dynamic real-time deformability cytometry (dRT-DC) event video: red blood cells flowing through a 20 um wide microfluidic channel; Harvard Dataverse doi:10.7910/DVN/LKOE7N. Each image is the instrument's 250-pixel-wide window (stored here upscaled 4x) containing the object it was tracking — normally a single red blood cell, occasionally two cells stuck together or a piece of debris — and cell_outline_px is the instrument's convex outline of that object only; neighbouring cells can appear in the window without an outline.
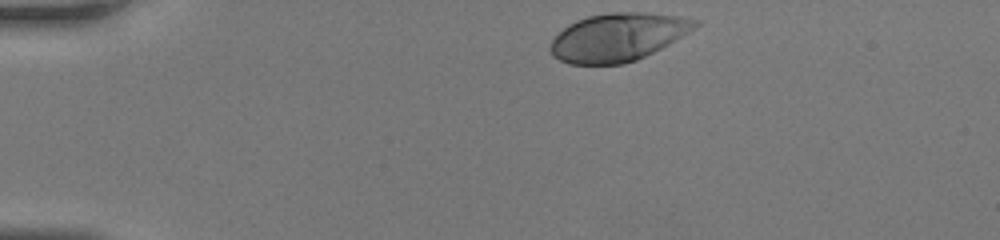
{"species": "human", "species_latin": "Homo sapiens", "temperature_condition": "room temperature", "stored_images_in_passage": 31, "camera_frame_rate_fps": 3000, "um_per_image_px": 0.085, "donor": {"sex": "female"}, "frame": {"image": 1, "passage_image": 1, "time_ms": 0.0, "image_size_px": [1000, 240], "cell_outline_px": [[700, 24], [696, 28], [668, 44], [636, 60], [624, 64], [568, 64], [552, 56], [548, 48], [552, 40], [568, 24], [576, 20], [588, 16], [608, 12], [644, 12], [680, 16], [700, 20]], "centroid_in_image_um": [52.51, 3.15], "position_along_channel_um": 32.5, "area_um2": 40.58}}
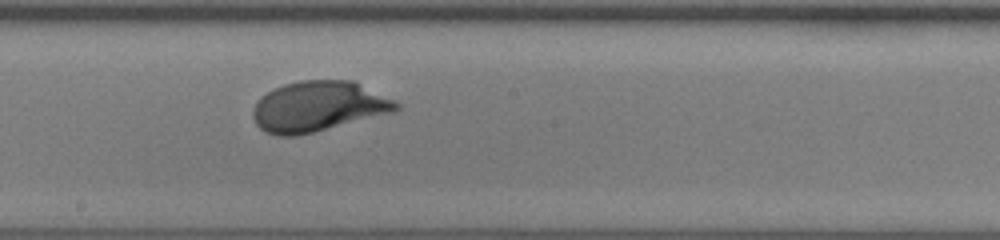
{"frame": {"image": 2, "passage_image": 18, "time_ms": 5.667, "image_size_px": [1000, 240], "cell_outline_px": [[400, 108], [396, 112], [296, 136], [276, 136], [260, 128], [256, 124], [252, 116], [252, 112], [256, 104], [268, 92], [284, 84], [300, 80], [352, 80], [396, 100], [400, 104]], "centroid_in_image_um": [27.11, 9.05], "position_along_channel_um": 221.1, "area_um2": 41.91}}
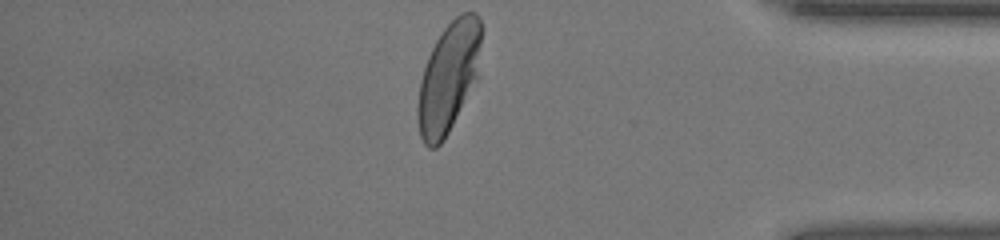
{"frame": {"image": 3, "passage_image": 31, "time_ms": 10.0, "image_size_px": [1000, 240], "cell_outline_px": [[480, 76], [444, 140], [436, 148], [428, 148], [424, 144], [420, 136], [416, 120], [416, 104], [420, 80], [428, 56], [436, 40], [444, 28], [460, 12], [476, 12], [480, 16]], "centroid_in_image_um": [38.12, 6.61], "position_along_channel_um": 397.1, "area_um2": 41.5}}